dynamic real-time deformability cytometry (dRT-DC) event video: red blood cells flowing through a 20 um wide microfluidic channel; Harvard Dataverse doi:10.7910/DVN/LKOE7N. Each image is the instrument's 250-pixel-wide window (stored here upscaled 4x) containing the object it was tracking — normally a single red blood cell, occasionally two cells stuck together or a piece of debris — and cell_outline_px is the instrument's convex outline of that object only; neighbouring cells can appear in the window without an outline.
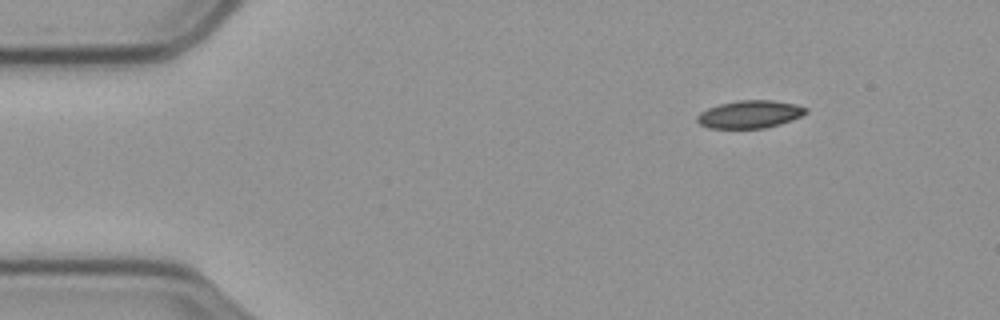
{"species": "common noctule bat (a hibernating species)", "species_latin": "Nyctalus noctula", "temperature_condition": "cold", "stored_images_in_passage": 52, "camera_frame_rate_fps": 3000, "um_per_image_px": 0.085, "animal": {"sex": "male", "body_mass_g": 23.1, "forearm_length_mm": 52.7}, "frame": {"image": 1, "passage_image": 1, "time_ms": 0.0, "image_size_px": [1000, 320], "cell_outline_px": [[808, 112], [800, 116], [780, 124], [764, 128], [708, 128], [700, 124], [696, 120], [696, 116], [700, 112], [708, 108], [720, 104], [740, 100], [772, 100], [796, 104], [808, 108]], "centroid_in_image_um": [63.73, 9.71], "position_along_channel_um": 21.3, "area_um2": 17.51}}
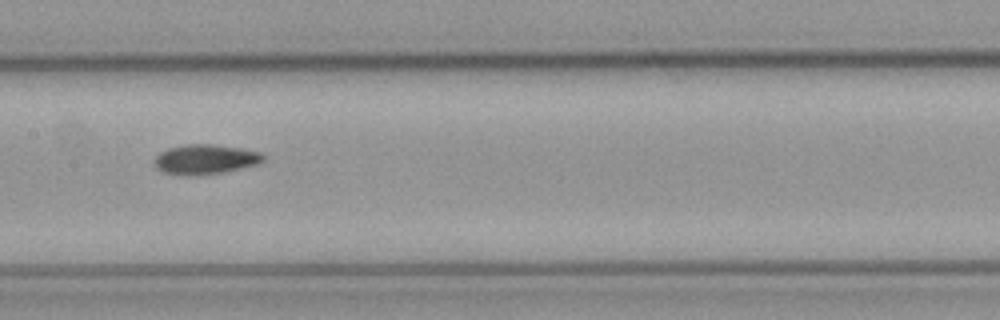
{"frame": {"image": 2, "passage_image": 22, "time_ms": 7.0, "image_size_px": [1000, 320], "cell_outline_px": [[264, 160], [256, 164], [220, 172], [188, 176], [164, 172], [156, 168], [156, 156], [160, 152], [168, 148], [188, 144], [212, 144], [240, 148], [260, 152], [264, 156]], "centroid_in_image_um": [17.43, 13.53], "position_along_channel_um": 190.0, "area_um2": 18.44}}
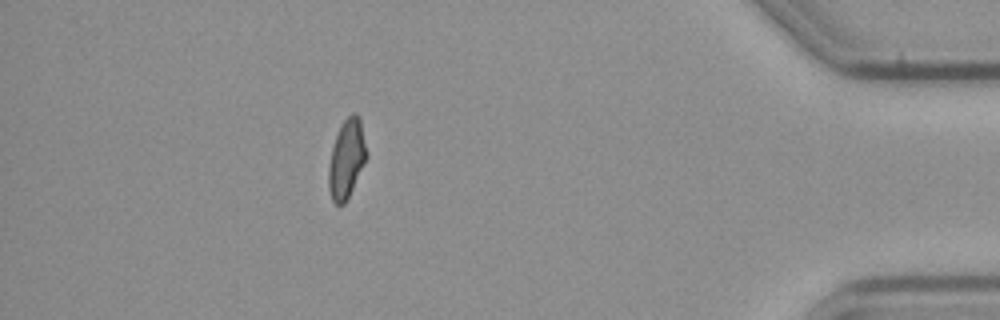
{"frame": {"image": 3, "passage_image": 45, "time_ms": 14.667, "image_size_px": [1000, 320], "cell_outline_px": [[368, 156], [344, 204], [336, 204], [332, 200], [328, 188], [328, 168], [332, 148], [340, 124], [352, 112], [356, 112], [360, 116], [368, 152]], "centroid_in_image_um": [29.47, 13.44], "position_along_channel_um": 405.7, "area_um2": 17.51}, "authors_computed_cell_mechanics": {"area_um2": 18.0336, "velocity_mm_per_s": 3.5248, "shape_relaxation_time_tau1_ms": null, "shape_relaxation_time_tau2_ms": 6.9044, "deformation_change_tau1": null, "deformation_change_tau2": 0.1159}}